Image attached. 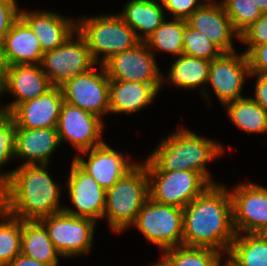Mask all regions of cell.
<instances>
[{
	"mask_svg": "<svg viewBox=\"0 0 267 266\" xmlns=\"http://www.w3.org/2000/svg\"><path fill=\"white\" fill-rule=\"evenodd\" d=\"M236 232L232 201L223 183L210 185L183 208V245L228 254Z\"/></svg>",
	"mask_w": 267,
	"mask_h": 266,
	"instance_id": "cell-1",
	"label": "cell"
},
{
	"mask_svg": "<svg viewBox=\"0 0 267 266\" xmlns=\"http://www.w3.org/2000/svg\"><path fill=\"white\" fill-rule=\"evenodd\" d=\"M51 165H22L13 168L11 178L0 188V206L22 221H39L62 212L63 184L49 174Z\"/></svg>",
	"mask_w": 267,
	"mask_h": 266,
	"instance_id": "cell-2",
	"label": "cell"
},
{
	"mask_svg": "<svg viewBox=\"0 0 267 266\" xmlns=\"http://www.w3.org/2000/svg\"><path fill=\"white\" fill-rule=\"evenodd\" d=\"M163 138L142 161L146 171L193 170L211 185L220 183L213 180L207 164L224 156V144L216 139L201 137L185 126Z\"/></svg>",
	"mask_w": 267,
	"mask_h": 266,
	"instance_id": "cell-3",
	"label": "cell"
},
{
	"mask_svg": "<svg viewBox=\"0 0 267 266\" xmlns=\"http://www.w3.org/2000/svg\"><path fill=\"white\" fill-rule=\"evenodd\" d=\"M149 199V179L143 162L137 163L106 190L103 219L115 234L134 224L142 206Z\"/></svg>",
	"mask_w": 267,
	"mask_h": 266,
	"instance_id": "cell-4",
	"label": "cell"
},
{
	"mask_svg": "<svg viewBox=\"0 0 267 266\" xmlns=\"http://www.w3.org/2000/svg\"><path fill=\"white\" fill-rule=\"evenodd\" d=\"M77 31L85 38L96 64L103 65L113 55L133 48L140 40L117 13L82 15Z\"/></svg>",
	"mask_w": 267,
	"mask_h": 266,
	"instance_id": "cell-5",
	"label": "cell"
},
{
	"mask_svg": "<svg viewBox=\"0 0 267 266\" xmlns=\"http://www.w3.org/2000/svg\"><path fill=\"white\" fill-rule=\"evenodd\" d=\"M133 226L161 251L183 245V209L180 207L149 198Z\"/></svg>",
	"mask_w": 267,
	"mask_h": 266,
	"instance_id": "cell-6",
	"label": "cell"
},
{
	"mask_svg": "<svg viewBox=\"0 0 267 266\" xmlns=\"http://www.w3.org/2000/svg\"><path fill=\"white\" fill-rule=\"evenodd\" d=\"M39 222L45 227L50 240L63 258L86 256L92 252L98 225L95 220L62 211L42 218Z\"/></svg>",
	"mask_w": 267,
	"mask_h": 266,
	"instance_id": "cell-7",
	"label": "cell"
},
{
	"mask_svg": "<svg viewBox=\"0 0 267 266\" xmlns=\"http://www.w3.org/2000/svg\"><path fill=\"white\" fill-rule=\"evenodd\" d=\"M149 179V198L157 203L186 207L211 184L198 172L146 171Z\"/></svg>",
	"mask_w": 267,
	"mask_h": 266,
	"instance_id": "cell-8",
	"label": "cell"
},
{
	"mask_svg": "<svg viewBox=\"0 0 267 266\" xmlns=\"http://www.w3.org/2000/svg\"><path fill=\"white\" fill-rule=\"evenodd\" d=\"M109 83L104 65L96 64L89 71L66 80L60 87L65 102L103 120L109 114Z\"/></svg>",
	"mask_w": 267,
	"mask_h": 266,
	"instance_id": "cell-9",
	"label": "cell"
},
{
	"mask_svg": "<svg viewBox=\"0 0 267 266\" xmlns=\"http://www.w3.org/2000/svg\"><path fill=\"white\" fill-rule=\"evenodd\" d=\"M41 67L53 86H60L75 75L93 68V60L85 38L76 30L61 46L45 52Z\"/></svg>",
	"mask_w": 267,
	"mask_h": 266,
	"instance_id": "cell-10",
	"label": "cell"
},
{
	"mask_svg": "<svg viewBox=\"0 0 267 266\" xmlns=\"http://www.w3.org/2000/svg\"><path fill=\"white\" fill-rule=\"evenodd\" d=\"M233 225L236 234L267 231V188L251 182L236 184L229 189Z\"/></svg>",
	"mask_w": 267,
	"mask_h": 266,
	"instance_id": "cell-11",
	"label": "cell"
},
{
	"mask_svg": "<svg viewBox=\"0 0 267 266\" xmlns=\"http://www.w3.org/2000/svg\"><path fill=\"white\" fill-rule=\"evenodd\" d=\"M103 65L110 80L163 84L164 74L144 41L113 55Z\"/></svg>",
	"mask_w": 267,
	"mask_h": 266,
	"instance_id": "cell-12",
	"label": "cell"
},
{
	"mask_svg": "<svg viewBox=\"0 0 267 266\" xmlns=\"http://www.w3.org/2000/svg\"><path fill=\"white\" fill-rule=\"evenodd\" d=\"M104 122L100 117L64 101L56 127L60 144L69 142L78 153L102 145Z\"/></svg>",
	"mask_w": 267,
	"mask_h": 266,
	"instance_id": "cell-13",
	"label": "cell"
},
{
	"mask_svg": "<svg viewBox=\"0 0 267 266\" xmlns=\"http://www.w3.org/2000/svg\"><path fill=\"white\" fill-rule=\"evenodd\" d=\"M250 75L247 56L237 51L222 53L211 61L206 86L213 89L221 105L244 97L243 89Z\"/></svg>",
	"mask_w": 267,
	"mask_h": 266,
	"instance_id": "cell-14",
	"label": "cell"
},
{
	"mask_svg": "<svg viewBox=\"0 0 267 266\" xmlns=\"http://www.w3.org/2000/svg\"><path fill=\"white\" fill-rule=\"evenodd\" d=\"M65 182L69 200L74 208L64 206L67 214L103 220L106 191L73 160Z\"/></svg>",
	"mask_w": 267,
	"mask_h": 266,
	"instance_id": "cell-15",
	"label": "cell"
},
{
	"mask_svg": "<svg viewBox=\"0 0 267 266\" xmlns=\"http://www.w3.org/2000/svg\"><path fill=\"white\" fill-rule=\"evenodd\" d=\"M124 154L104 142L90 150L76 153L72 159L106 191L138 163L136 160L129 161V155Z\"/></svg>",
	"mask_w": 267,
	"mask_h": 266,
	"instance_id": "cell-16",
	"label": "cell"
},
{
	"mask_svg": "<svg viewBox=\"0 0 267 266\" xmlns=\"http://www.w3.org/2000/svg\"><path fill=\"white\" fill-rule=\"evenodd\" d=\"M186 22L190 28L204 33L223 53L236 51L233 41H240V35L232 27L220 1H206Z\"/></svg>",
	"mask_w": 267,
	"mask_h": 266,
	"instance_id": "cell-17",
	"label": "cell"
},
{
	"mask_svg": "<svg viewBox=\"0 0 267 266\" xmlns=\"http://www.w3.org/2000/svg\"><path fill=\"white\" fill-rule=\"evenodd\" d=\"M20 18L37 36L43 53L61 46L77 30V17H66L56 10L21 8Z\"/></svg>",
	"mask_w": 267,
	"mask_h": 266,
	"instance_id": "cell-18",
	"label": "cell"
},
{
	"mask_svg": "<svg viewBox=\"0 0 267 266\" xmlns=\"http://www.w3.org/2000/svg\"><path fill=\"white\" fill-rule=\"evenodd\" d=\"M52 87L40 64L11 65L0 98L10 93L9 95L16 99L6 105H0V111L9 113L16 105L35 99Z\"/></svg>",
	"mask_w": 267,
	"mask_h": 266,
	"instance_id": "cell-19",
	"label": "cell"
},
{
	"mask_svg": "<svg viewBox=\"0 0 267 266\" xmlns=\"http://www.w3.org/2000/svg\"><path fill=\"white\" fill-rule=\"evenodd\" d=\"M64 103L60 86H53L45 94L16 105L8 114L17 127L56 128Z\"/></svg>",
	"mask_w": 267,
	"mask_h": 266,
	"instance_id": "cell-20",
	"label": "cell"
},
{
	"mask_svg": "<svg viewBox=\"0 0 267 266\" xmlns=\"http://www.w3.org/2000/svg\"><path fill=\"white\" fill-rule=\"evenodd\" d=\"M59 145L61 146L56 128L17 127L15 160L17 162L20 159L22 163L19 166L49 165Z\"/></svg>",
	"mask_w": 267,
	"mask_h": 266,
	"instance_id": "cell-21",
	"label": "cell"
},
{
	"mask_svg": "<svg viewBox=\"0 0 267 266\" xmlns=\"http://www.w3.org/2000/svg\"><path fill=\"white\" fill-rule=\"evenodd\" d=\"M162 87L163 84L110 80L109 114H136L155 101Z\"/></svg>",
	"mask_w": 267,
	"mask_h": 266,
	"instance_id": "cell-22",
	"label": "cell"
},
{
	"mask_svg": "<svg viewBox=\"0 0 267 266\" xmlns=\"http://www.w3.org/2000/svg\"><path fill=\"white\" fill-rule=\"evenodd\" d=\"M174 58L169 65V72L163 75V84L168 83L183 90L200 89L201 95L211 106V98L206 88L211 61L181 54ZM207 89V90H206Z\"/></svg>",
	"mask_w": 267,
	"mask_h": 266,
	"instance_id": "cell-23",
	"label": "cell"
},
{
	"mask_svg": "<svg viewBox=\"0 0 267 266\" xmlns=\"http://www.w3.org/2000/svg\"><path fill=\"white\" fill-rule=\"evenodd\" d=\"M9 65L41 64L43 51L37 36L19 18L2 43Z\"/></svg>",
	"mask_w": 267,
	"mask_h": 266,
	"instance_id": "cell-24",
	"label": "cell"
},
{
	"mask_svg": "<svg viewBox=\"0 0 267 266\" xmlns=\"http://www.w3.org/2000/svg\"><path fill=\"white\" fill-rule=\"evenodd\" d=\"M118 15L145 41L166 19L165 10L155 1L128 0Z\"/></svg>",
	"mask_w": 267,
	"mask_h": 266,
	"instance_id": "cell-25",
	"label": "cell"
},
{
	"mask_svg": "<svg viewBox=\"0 0 267 266\" xmlns=\"http://www.w3.org/2000/svg\"><path fill=\"white\" fill-rule=\"evenodd\" d=\"M21 254L51 266L62 258L39 221H22Z\"/></svg>",
	"mask_w": 267,
	"mask_h": 266,
	"instance_id": "cell-26",
	"label": "cell"
},
{
	"mask_svg": "<svg viewBox=\"0 0 267 266\" xmlns=\"http://www.w3.org/2000/svg\"><path fill=\"white\" fill-rule=\"evenodd\" d=\"M226 116L238 130L248 134L267 133V111L250 96H244L224 105Z\"/></svg>",
	"mask_w": 267,
	"mask_h": 266,
	"instance_id": "cell-27",
	"label": "cell"
},
{
	"mask_svg": "<svg viewBox=\"0 0 267 266\" xmlns=\"http://www.w3.org/2000/svg\"><path fill=\"white\" fill-rule=\"evenodd\" d=\"M226 258L234 266H267V236L264 233L236 234Z\"/></svg>",
	"mask_w": 267,
	"mask_h": 266,
	"instance_id": "cell-28",
	"label": "cell"
},
{
	"mask_svg": "<svg viewBox=\"0 0 267 266\" xmlns=\"http://www.w3.org/2000/svg\"><path fill=\"white\" fill-rule=\"evenodd\" d=\"M159 266H223L224 253L211 248L176 246L163 251Z\"/></svg>",
	"mask_w": 267,
	"mask_h": 266,
	"instance_id": "cell-29",
	"label": "cell"
},
{
	"mask_svg": "<svg viewBox=\"0 0 267 266\" xmlns=\"http://www.w3.org/2000/svg\"><path fill=\"white\" fill-rule=\"evenodd\" d=\"M166 19L144 42L155 57L157 51L178 57L183 54V36L187 22L183 19Z\"/></svg>",
	"mask_w": 267,
	"mask_h": 266,
	"instance_id": "cell-30",
	"label": "cell"
},
{
	"mask_svg": "<svg viewBox=\"0 0 267 266\" xmlns=\"http://www.w3.org/2000/svg\"><path fill=\"white\" fill-rule=\"evenodd\" d=\"M22 220L0 206V266L21 254Z\"/></svg>",
	"mask_w": 267,
	"mask_h": 266,
	"instance_id": "cell-31",
	"label": "cell"
},
{
	"mask_svg": "<svg viewBox=\"0 0 267 266\" xmlns=\"http://www.w3.org/2000/svg\"><path fill=\"white\" fill-rule=\"evenodd\" d=\"M16 133L17 125L12 117L0 111V188L11 178L14 171H5L2 167L15 160Z\"/></svg>",
	"mask_w": 267,
	"mask_h": 266,
	"instance_id": "cell-32",
	"label": "cell"
},
{
	"mask_svg": "<svg viewBox=\"0 0 267 266\" xmlns=\"http://www.w3.org/2000/svg\"><path fill=\"white\" fill-rule=\"evenodd\" d=\"M234 30L241 35L261 15L254 0H220Z\"/></svg>",
	"mask_w": 267,
	"mask_h": 266,
	"instance_id": "cell-33",
	"label": "cell"
},
{
	"mask_svg": "<svg viewBox=\"0 0 267 266\" xmlns=\"http://www.w3.org/2000/svg\"><path fill=\"white\" fill-rule=\"evenodd\" d=\"M183 38L185 55L212 61L223 53L204 33L190 28L187 24Z\"/></svg>",
	"mask_w": 267,
	"mask_h": 266,
	"instance_id": "cell-34",
	"label": "cell"
},
{
	"mask_svg": "<svg viewBox=\"0 0 267 266\" xmlns=\"http://www.w3.org/2000/svg\"><path fill=\"white\" fill-rule=\"evenodd\" d=\"M240 42L246 46L243 50L245 54L253 47L267 43V13L262 14L240 35Z\"/></svg>",
	"mask_w": 267,
	"mask_h": 266,
	"instance_id": "cell-35",
	"label": "cell"
},
{
	"mask_svg": "<svg viewBox=\"0 0 267 266\" xmlns=\"http://www.w3.org/2000/svg\"><path fill=\"white\" fill-rule=\"evenodd\" d=\"M19 3L16 0H0V44L13 24L20 18Z\"/></svg>",
	"mask_w": 267,
	"mask_h": 266,
	"instance_id": "cell-36",
	"label": "cell"
},
{
	"mask_svg": "<svg viewBox=\"0 0 267 266\" xmlns=\"http://www.w3.org/2000/svg\"><path fill=\"white\" fill-rule=\"evenodd\" d=\"M206 0H171L164 9L172 18L186 20L196 9L201 7Z\"/></svg>",
	"mask_w": 267,
	"mask_h": 266,
	"instance_id": "cell-37",
	"label": "cell"
},
{
	"mask_svg": "<svg viewBox=\"0 0 267 266\" xmlns=\"http://www.w3.org/2000/svg\"><path fill=\"white\" fill-rule=\"evenodd\" d=\"M246 56L250 73L267 74V43L253 47Z\"/></svg>",
	"mask_w": 267,
	"mask_h": 266,
	"instance_id": "cell-38",
	"label": "cell"
},
{
	"mask_svg": "<svg viewBox=\"0 0 267 266\" xmlns=\"http://www.w3.org/2000/svg\"><path fill=\"white\" fill-rule=\"evenodd\" d=\"M256 80L254 96L250 97L267 111V74L250 73L249 78Z\"/></svg>",
	"mask_w": 267,
	"mask_h": 266,
	"instance_id": "cell-39",
	"label": "cell"
},
{
	"mask_svg": "<svg viewBox=\"0 0 267 266\" xmlns=\"http://www.w3.org/2000/svg\"><path fill=\"white\" fill-rule=\"evenodd\" d=\"M9 67L10 65L8 63L3 46L0 44V92L3 90L6 84Z\"/></svg>",
	"mask_w": 267,
	"mask_h": 266,
	"instance_id": "cell-40",
	"label": "cell"
},
{
	"mask_svg": "<svg viewBox=\"0 0 267 266\" xmlns=\"http://www.w3.org/2000/svg\"><path fill=\"white\" fill-rule=\"evenodd\" d=\"M7 266H51L38 262L35 259L19 254Z\"/></svg>",
	"mask_w": 267,
	"mask_h": 266,
	"instance_id": "cell-41",
	"label": "cell"
},
{
	"mask_svg": "<svg viewBox=\"0 0 267 266\" xmlns=\"http://www.w3.org/2000/svg\"><path fill=\"white\" fill-rule=\"evenodd\" d=\"M254 2L262 14L267 13V0H254Z\"/></svg>",
	"mask_w": 267,
	"mask_h": 266,
	"instance_id": "cell-42",
	"label": "cell"
},
{
	"mask_svg": "<svg viewBox=\"0 0 267 266\" xmlns=\"http://www.w3.org/2000/svg\"><path fill=\"white\" fill-rule=\"evenodd\" d=\"M156 2L165 9L171 2V0H156Z\"/></svg>",
	"mask_w": 267,
	"mask_h": 266,
	"instance_id": "cell-43",
	"label": "cell"
},
{
	"mask_svg": "<svg viewBox=\"0 0 267 266\" xmlns=\"http://www.w3.org/2000/svg\"><path fill=\"white\" fill-rule=\"evenodd\" d=\"M223 266H234V265L226 258Z\"/></svg>",
	"mask_w": 267,
	"mask_h": 266,
	"instance_id": "cell-44",
	"label": "cell"
},
{
	"mask_svg": "<svg viewBox=\"0 0 267 266\" xmlns=\"http://www.w3.org/2000/svg\"><path fill=\"white\" fill-rule=\"evenodd\" d=\"M150 265H148V266H159L156 262H154V263H149Z\"/></svg>",
	"mask_w": 267,
	"mask_h": 266,
	"instance_id": "cell-45",
	"label": "cell"
},
{
	"mask_svg": "<svg viewBox=\"0 0 267 266\" xmlns=\"http://www.w3.org/2000/svg\"><path fill=\"white\" fill-rule=\"evenodd\" d=\"M139 1H155L156 2V0H139Z\"/></svg>",
	"mask_w": 267,
	"mask_h": 266,
	"instance_id": "cell-46",
	"label": "cell"
}]
</instances>
